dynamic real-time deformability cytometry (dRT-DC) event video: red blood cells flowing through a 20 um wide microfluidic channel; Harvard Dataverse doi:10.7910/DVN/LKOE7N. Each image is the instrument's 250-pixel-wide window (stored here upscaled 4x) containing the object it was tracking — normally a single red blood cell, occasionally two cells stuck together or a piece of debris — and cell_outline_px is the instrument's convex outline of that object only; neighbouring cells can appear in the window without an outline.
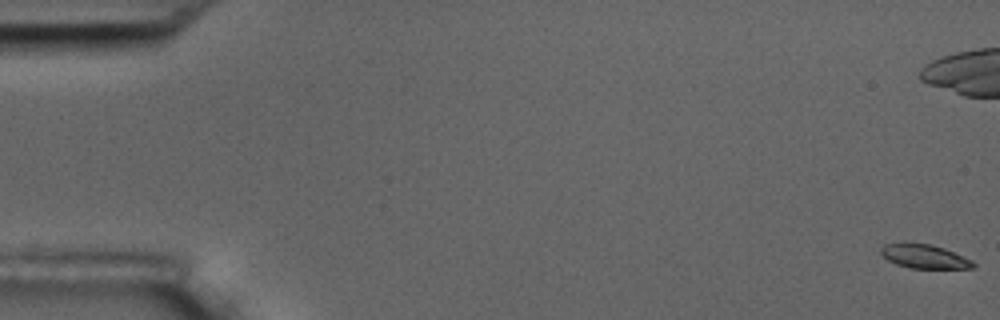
{"species": "common noctule bat (a hibernating species)", "species_latin": "Nyctalus noctula", "temperature_condition": "room temperature", "stored_images_in_passage": 6, "camera_frame_rate_fps": 3000, "um_per_image_px": 0.085, "animal": {"sex": "male", "body_mass_g": 17.5, "forearm_length_mm": 52.3}, "frame": {"image": 1, "passage_image": 1, "time_ms": 0.0, "image_size_px": [1000, 320], "cell_outline_px": [[976, 264], [972, 268], [912, 268], [896, 264], [888, 260], [880, 252], [880, 248], [884, 244], [904, 240], [932, 244], [944, 248], [972, 260]], "centroid_in_image_um": [78.51, 21.74], "position_along_channel_um": 6.5, "area_um2": 13.24}}